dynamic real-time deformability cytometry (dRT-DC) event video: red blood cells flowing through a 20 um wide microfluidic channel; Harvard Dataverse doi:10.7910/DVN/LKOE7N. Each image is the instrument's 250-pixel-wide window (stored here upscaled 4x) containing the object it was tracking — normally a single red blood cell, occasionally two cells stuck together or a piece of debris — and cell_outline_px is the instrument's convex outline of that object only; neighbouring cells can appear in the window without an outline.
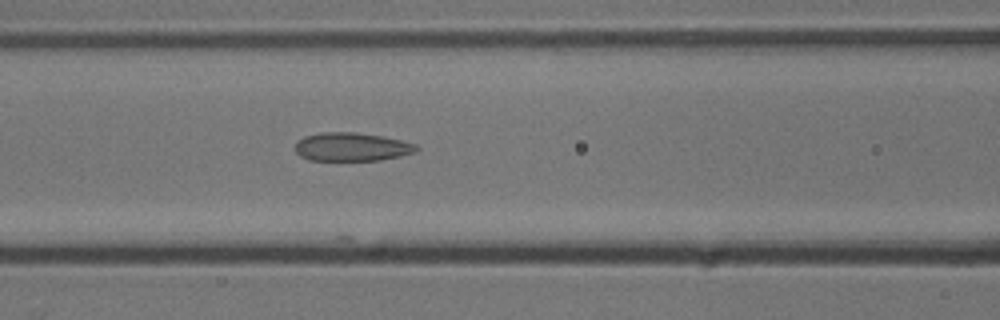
{"species": "common noctule bat (a hibernating species)", "species_latin": "Nyctalus noctula", "temperature_condition": "cold", "stored_images_in_passage": 45, "segment_of_instrument_passage": [1, 2], "camera_frame_rate_fps": 3000, "um_per_image_px": 0.085, "animal": {"sex": "male", "body_mass_g": 13.3}, "frame": {"image": 1, "passage_image": 12, "time_ms": 3.667, "image_size_px": [1000, 320], "cell_outline_px": [[420, 148], [416, 152], [400, 156], [380, 160], [308, 160], [300, 156], [296, 152], [296, 140], [304, 136], [320, 132], [356, 132], [384, 136], [416, 144]], "centroid_in_image_um": [29.89, 12.47], "position_along_channel_um": 136.7, "area_um2": 20.29}}
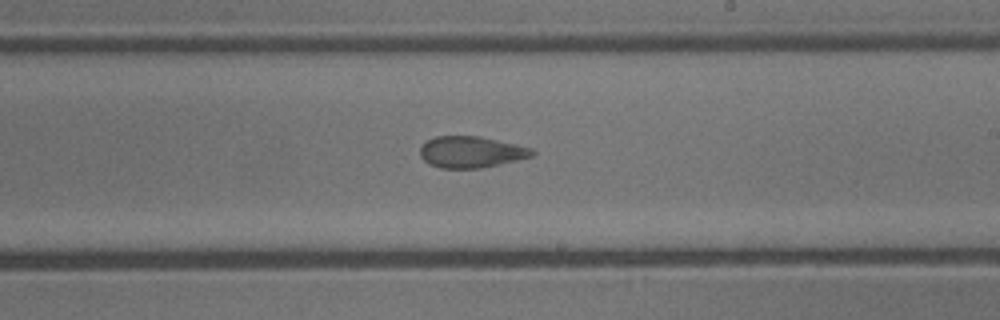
{"frame": {"image": 2, "passage_image": 21, "time_ms": 6.667, "image_size_px": [1000, 320], "cell_outline_px": [[536, 152], [532, 156], [516, 160], [480, 168], [440, 168], [428, 164], [420, 156], [420, 148], [428, 140], [436, 136], [480, 136], [516, 144], [532, 148]], "centroid_in_image_um": [40.03, 12.92], "position_along_channel_um": 249.0, "area_um2": 20.4}}
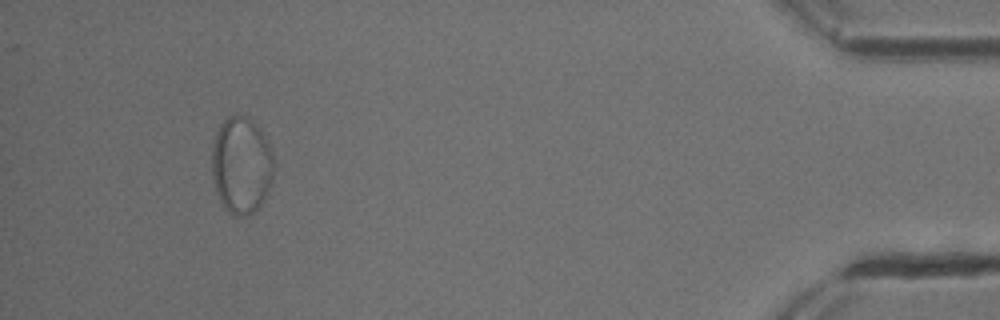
{"frame": {"image": 3, "passage_image": 40, "time_ms": 13.0, "image_size_px": [1000, 320], "cell_outline_px": [[272, 180], [264, 200], [248, 216], [232, 216], [228, 212], [220, 200], [216, 192], [212, 172], [212, 148], [216, 132], [220, 124], [228, 116], [248, 116], [252, 120], [268, 144], [272, 156]], "centroid_in_image_um": [20.48, 14.07], "position_along_channel_um": 414.7, "area_um2": 34.56}}